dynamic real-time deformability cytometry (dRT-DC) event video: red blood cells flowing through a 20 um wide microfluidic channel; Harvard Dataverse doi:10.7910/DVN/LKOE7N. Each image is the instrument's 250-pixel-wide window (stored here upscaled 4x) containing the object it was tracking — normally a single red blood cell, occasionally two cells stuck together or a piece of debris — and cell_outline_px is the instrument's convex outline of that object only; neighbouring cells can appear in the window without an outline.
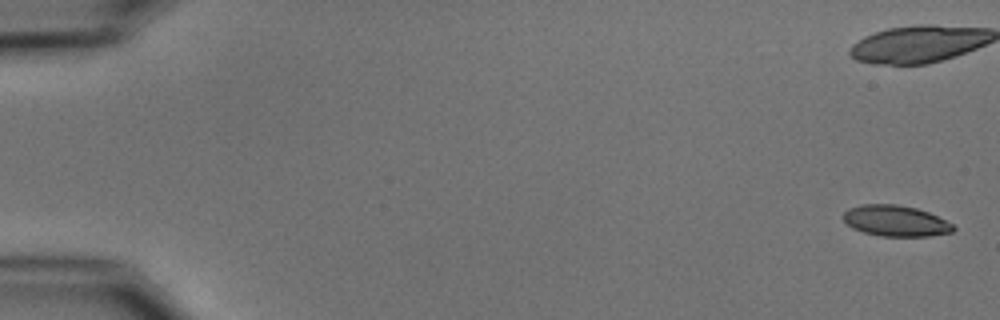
{"species": "common noctule bat (a hibernating species)", "species_latin": "Nyctalus noctula", "temperature_condition": "cold", "stored_images_in_passage": 6, "camera_frame_rate_fps": 3000, "um_per_image_px": 0.085, "animal": {"sex": "male", "body_mass_g": 15.6}, "frame": {"image": 1, "passage_image": 1, "time_ms": 0.0, "image_size_px": [1000, 320], "cell_outline_px": [[956, 228], [952, 232], [928, 236], [880, 236], [864, 232], [852, 228], [840, 216], [848, 208], [864, 204], [896, 204], [916, 208], [928, 212], [952, 224]], "centroid_in_image_um": [76.09, 18.77], "position_along_channel_um": 8.9, "area_um2": 19.77}}